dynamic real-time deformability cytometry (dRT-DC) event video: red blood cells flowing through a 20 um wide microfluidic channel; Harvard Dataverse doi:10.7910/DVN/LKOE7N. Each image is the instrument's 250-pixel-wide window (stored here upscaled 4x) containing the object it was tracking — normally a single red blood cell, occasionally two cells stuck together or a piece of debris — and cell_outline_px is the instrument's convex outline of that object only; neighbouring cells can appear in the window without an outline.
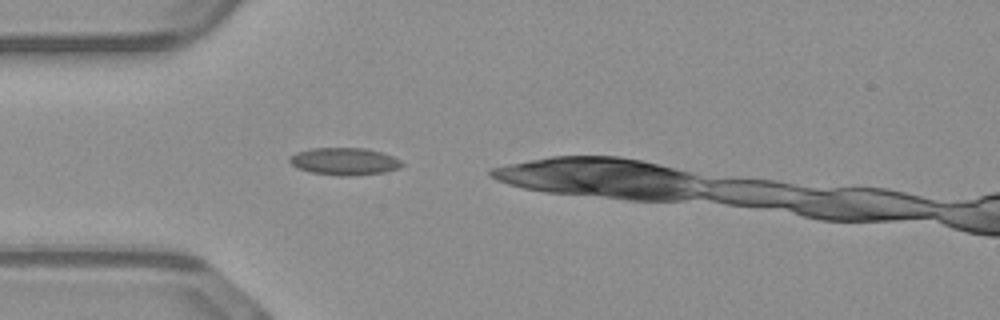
{"species": "common noctule bat (a hibernating species)", "species_latin": "Nyctalus noctula", "temperature_condition": "warm", "stored_images_in_passage": 17, "camera_frame_rate_fps": 3000, "um_per_image_px": 0.085, "animal": {"sex": "male", "body_mass_g": 23.1, "forearm_length_mm": 52.7}, "frame": {"image": 1, "passage_image": 1, "time_ms": 0.0, "image_size_px": [1000, 320], "cell_outline_px": [[404, 164], [400, 168], [384, 172], [348, 176], [340, 176], [312, 172], [296, 168], [288, 160], [288, 156], [296, 152], [312, 148], [364, 148], [380, 152], [392, 156], [400, 160]], "centroid_in_image_um": [29.24, 13.72], "position_along_channel_um": 55.8, "area_um2": 17.86}}
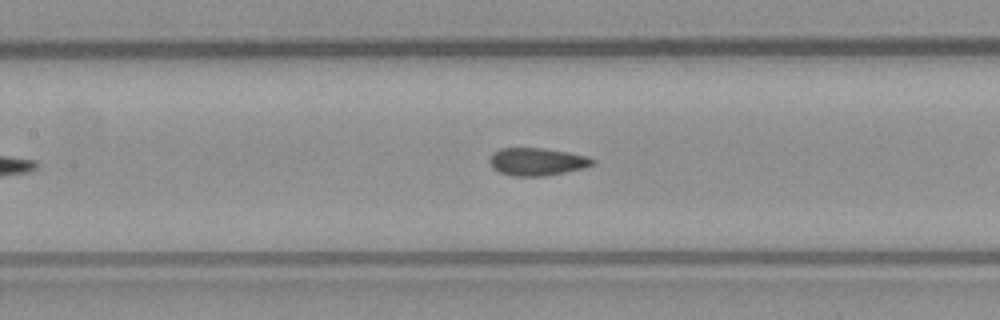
{"frame": {"image": 2, "passage_image": 9, "time_ms": 2.667, "image_size_px": [1000, 320], "cell_outline_px": [[596, 164], [584, 168], [544, 176], [512, 176], [500, 172], [492, 168], [488, 160], [492, 152], [500, 148], [544, 148], [568, 152], [588, 156], [596, 160]], "centroid_in_image_um": [45.64, 13.74], "position_along_channel_um": 161.8, "area_um2": 16.82}}
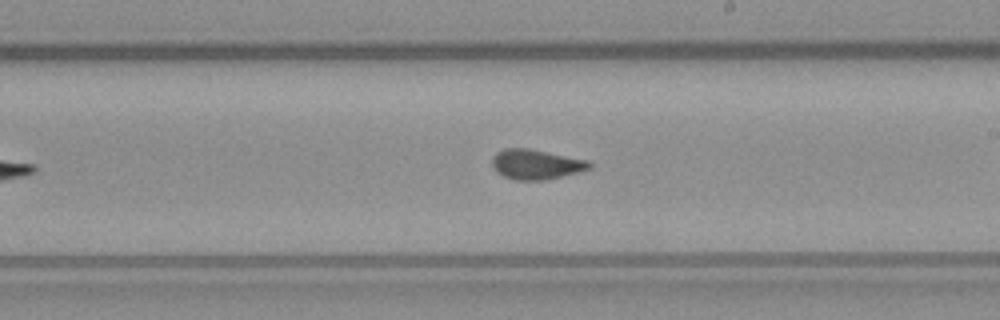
{"frame": {"image": 3, "passage_image": 15, "time_ms": 4.667, "image_size_px": [1000, 320], "cell_outline_px": [[592, 168], [544, 180], [516, 180], [504, 176], [496, 172], [492, 164], [492, 156], [496, 152], [504, 148], [528, 148], [588, 160], [592, 164]], "centroid_in_image_um": [45.53, 13.96], "position_along_channel_um": 243.5, "area_um2": 16.88}}